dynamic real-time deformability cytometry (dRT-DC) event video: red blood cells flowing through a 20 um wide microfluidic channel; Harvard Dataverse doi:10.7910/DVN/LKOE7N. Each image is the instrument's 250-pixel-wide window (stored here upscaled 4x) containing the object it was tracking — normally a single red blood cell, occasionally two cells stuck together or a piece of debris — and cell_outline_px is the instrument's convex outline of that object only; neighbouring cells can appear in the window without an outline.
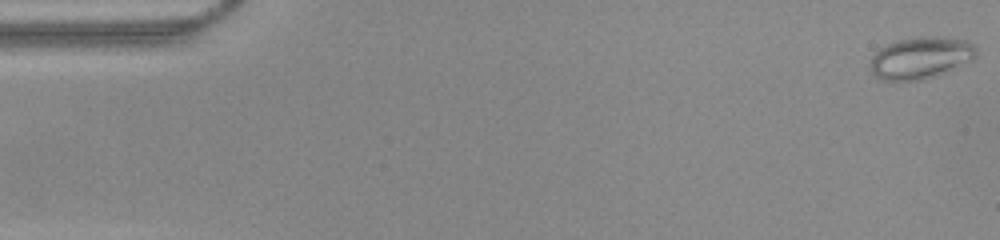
{"species": "common noctule bat (a hibernating species)", "species_latin": "Nyctalus noctula", "temperature_condition": "warm", "stored_images_in_passage": 52, "camera_frame_rate_fps": 3000, "um_per_image_px": 0.085, "animal": {"sex": "female", "body_mass_g": 22.0, "forearm_length_mm": 56.7}, "frame": {"image": 1, "passage_image": 1, "time_ms": 0.0, "image_size_px": [1000, 240], "cell_outline_px": [[976, 56], [972, 60], [936, 76], [924, 80], [880, 80], [872, 72], [868, 64], [872, 56], [880, 48], [896, 40], [920, 36], [940, 36], [968, 40], [976, 44]], "centroid_in_image_um": [78.26, 4.9], "position_along_channel_um": 6.7, "area_um2": 26.18}}
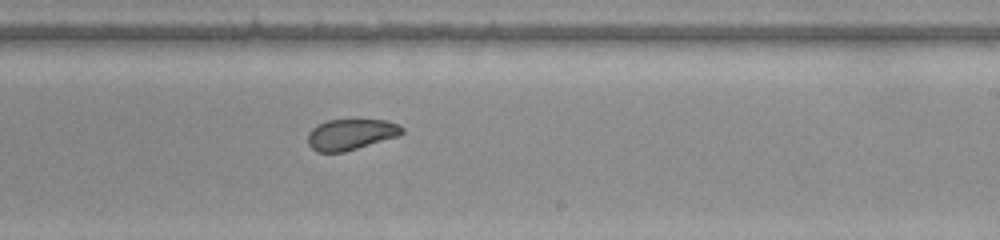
{"frame": {"image": 2, "passage_image": 31, "time_ms": 10.0, "image_size_px": [1000, 240], "cell_outline_px": [[404, 132], [400, 136], [344, 152], [316, 152], [308, 144], [308, 132], [312, 128], [328, 120], [388, 120], [404, 128]], "centroid_in_image_um": [29.84, 11.43], "position_along_channel_um": 259.2, "area_um2": 16.99}}
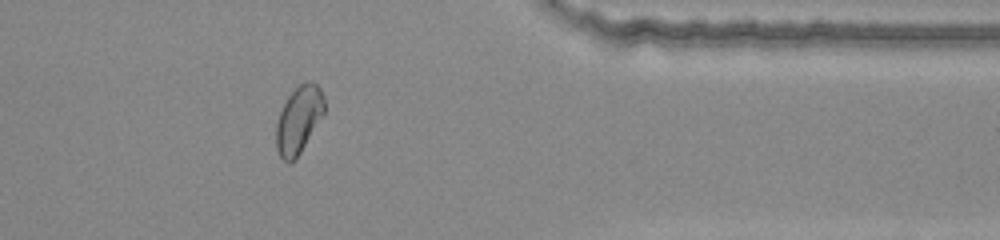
{"frame": {"image": 3, "passage_image": 42, "time_ms": 13.667, "image_size_px": [1000, 240], "cell_outline_px": [[324, 112], [300, 152], [288, 164], [280, 156], [276, 148], [276, 124], [280, 112], [288, 96], [300, 84], [308, 80], [312, 80], [320, 88], [324, 96]], "centroid_in_image_um": [25.38, 10.14], "position_along_channel_um": 386.0, "area_um2": 18.44}, "authors_computed_cell_mechanics": {"area_um2": 19.6231, "velocity_mm_per_s": 3.9564, "shape_relaxation_time_tau1_ms": null, "shape_relaxation_time_tau2_ms": 1.2389, "deformation_change_tau1": null, "deformation_change_tau2": 0.0616}}